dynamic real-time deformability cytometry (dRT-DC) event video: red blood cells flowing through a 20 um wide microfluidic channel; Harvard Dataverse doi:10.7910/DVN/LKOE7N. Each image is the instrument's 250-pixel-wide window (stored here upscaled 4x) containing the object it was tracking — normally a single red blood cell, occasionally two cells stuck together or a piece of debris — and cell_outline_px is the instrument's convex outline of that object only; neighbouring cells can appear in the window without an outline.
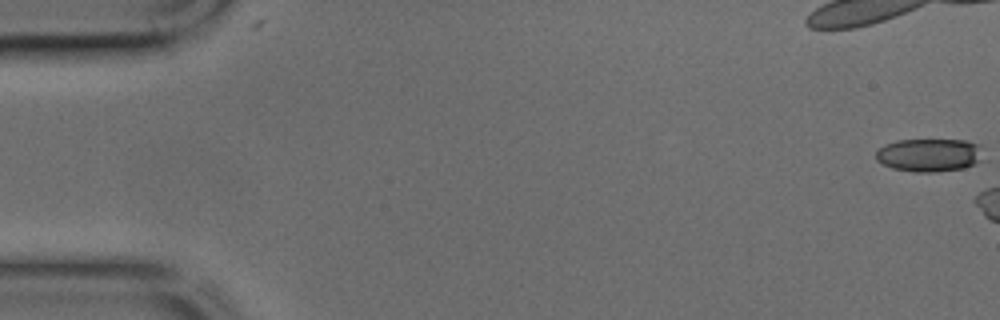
{"species": "common noctule bat (a hibernating species)", "species_latin": "Nyctalus noctula", "temperature_condition": "cold", "stored_images_in_passage": 6, "camera_frame_rate_fps": 3000, "um_per_image_px": 0.085, "animal": {"sex": "male", "body_mass_g": 17.9, "forearm_length_mm": 54.2}, "frame": {"image": 1, "passage_image": 1, "time_ms": 0.0, "image_size_px": [1000, 320], "cell_outline_px": [[980, 160], [964, 168], [936, 172], [912, 172], [892, 168], [876, 160], [876, 152], [884, 144], [896, 140], [964, 140], [980, 144]], "centroid_in_image_um": [78.95, 13.18], "position_along_channel_um": 6.1, "area_um2": 20.63}}